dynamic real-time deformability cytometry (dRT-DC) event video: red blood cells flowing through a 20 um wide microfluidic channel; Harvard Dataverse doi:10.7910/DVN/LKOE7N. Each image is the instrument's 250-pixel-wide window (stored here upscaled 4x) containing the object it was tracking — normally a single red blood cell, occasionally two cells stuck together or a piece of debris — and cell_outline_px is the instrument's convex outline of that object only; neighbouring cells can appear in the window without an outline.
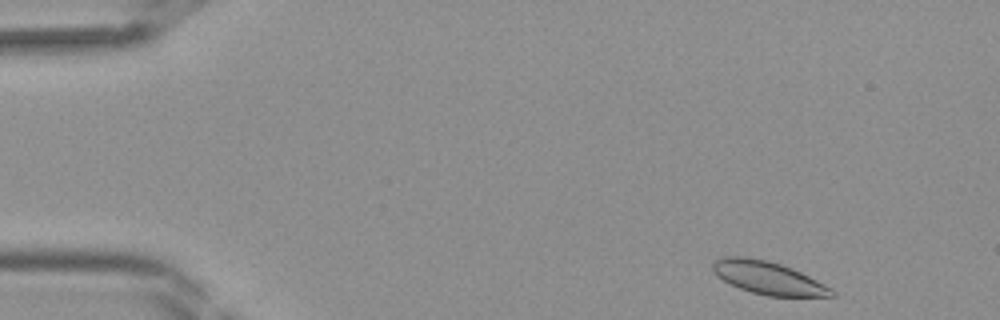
{"species": "Egyptian fruit bat (a non-hibernating species)", "species_latin": "Rousettus aegyptiacus", "temperature_condition": "room temperature", "stored_images_in_passage": 39, "camera_frame_rate_fps": 3000, "um_per_image_px": 0.085, "frame": {"image": 1, "passage_image": 2, "time_ms": 0.333, "image_size_px": [1000, 320], "cell_outline_px": [[836, 296], [768, 296], [752, 292], [740, 288], [724, 280], [712, 272], [712, 264], [716, 260], [724, 256], [744, 256], [768, 260], [792, 268], [832, 288], [836, 292]], "centroid_in_image_um": [65.29, 23.61], "position_along_channel_um": 19.7, "area_um2": 22.6}}
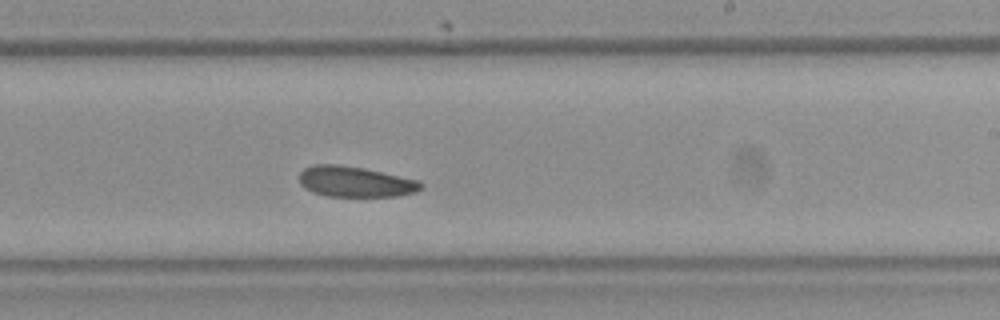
{"frame": {"image": 2, "passage_image": 23, "time_ms": 7.333, "image_size_px": [1000, 320], "cell_outline_px": [[424, 188], [416, 192], [396, 196], [328, 196], [312, 192], [304, 188], [300, 184], [300, 172], [304, 168], [312, 164], [336, 164], [364, 168], [420, 180], [424, 184]], "centroid_in_image_um": [30.22, 15.44], "position_along_channel_um": 258.8, "area_um2": 21.91}}
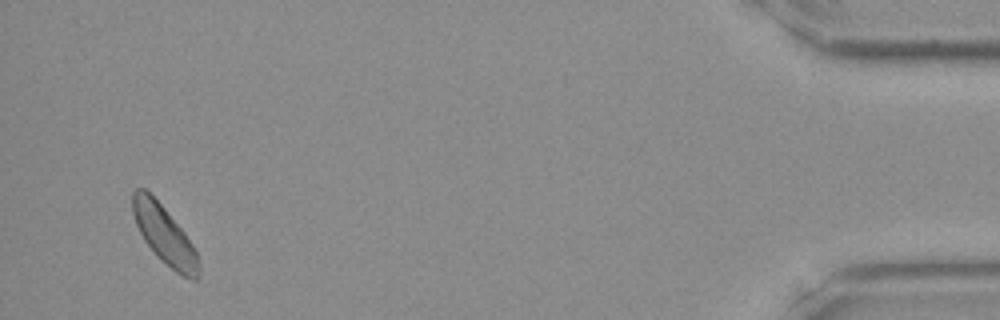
{"frame": {"image": 3, "passage_image": 38, "time_ms": 12.333, "image_size_px": [1000, 320], "cell_outline_px": [[200, 276], [196, 280], [192, 280], [176, 272], [160, 260], [144, 240], [136, 224], [132, 212], [132, 192], [136, 188], [144, 188], [164, 208], [184, 232], [192, 244], [196, 252], [200, 268]], "centroid_in_image_um": [13.97, 19.99], "position_along_channel_um": 421.2, "area_um2": 22.2}}